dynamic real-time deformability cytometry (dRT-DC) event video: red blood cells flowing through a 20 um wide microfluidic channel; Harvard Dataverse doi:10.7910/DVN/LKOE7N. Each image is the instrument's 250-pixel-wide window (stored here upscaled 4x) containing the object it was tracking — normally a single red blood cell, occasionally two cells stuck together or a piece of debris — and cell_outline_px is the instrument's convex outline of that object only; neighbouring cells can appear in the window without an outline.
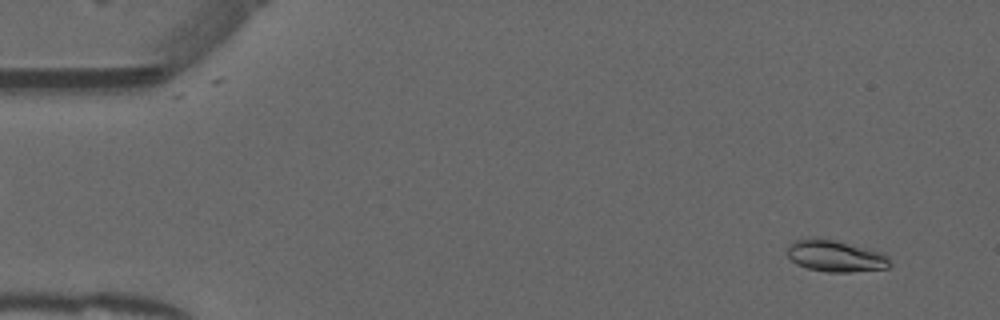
{"species": "common noctule bat (a hibernating species)", "species_latin": "Nyctalus noctula", "temperature_condition": "warm", "stored_images_in_passage": 51, "camera_frame_rate_fps": 3000, "um_per_image_px": 0.085, "animal": {"sex": "male", "forearm_length_mm": 52.5}, "frame": {"image": 1, "passage_image": 3, "time_ms": 0.667, "image_size_px": [1000, 320], "cell_outline_px": [[892, 264], [888, 268], [852, 272], [828, 272], [808, 268], [796, 264], [788, 256], [788, 244], [796, 240], [812, 236], [820, 236], [884, 252], [888, 256]], "centroid_in_image_um": [71.03, 21.73], "position_along_channel_um": 14.0, "area_um2": 19.36}}
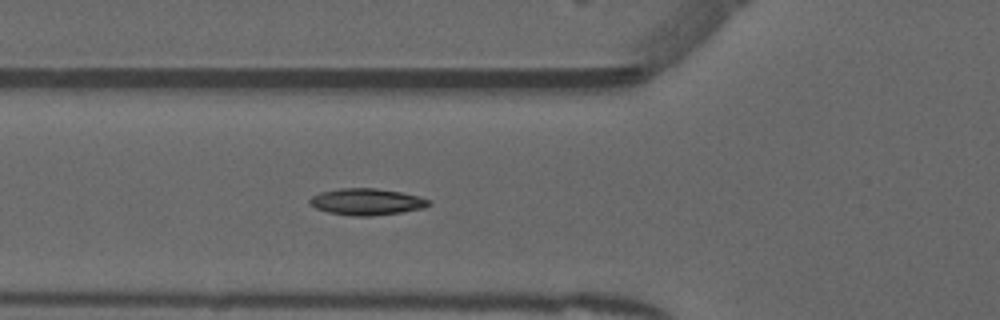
{"frame": {"image": 2, "passage_image": 18, "time_ms": 5.667, "image_size_px": [1000, 320], "cell_outline_px": [[432, 204], [424, 208], [400, 212], [372, 216], [352, 216], [328, 212], [316, 208], [308, 204], [308, 200], [312, 196], [320, 192], [340, 188], [376, 188], [400, 192], [420, 196], [432, 200]], "centroid_in_image_um": [31.18, 17.15], "position_along_channel_um": 94.6, "area_um2": 18.61}}
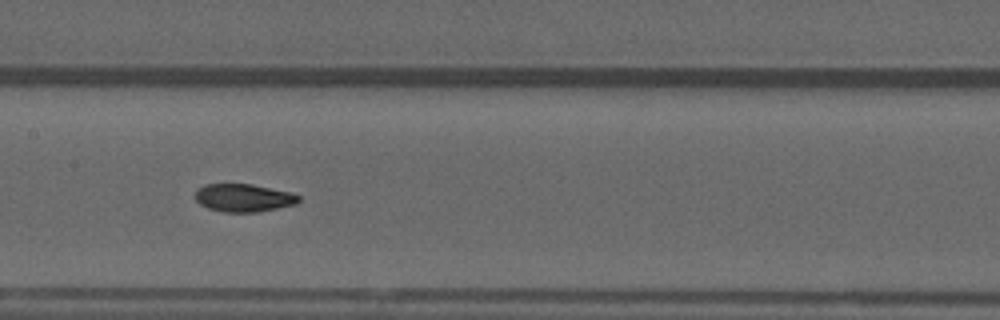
{"frame": {"image": 3, "passage_image": 25, "time_ms": 8.0, "image_size_px": [1000, 320], "cell_outline_px": [[300, 200], [296, 204], [256, 212], [224, 212], [208, 208], [200, 204], [196, 200], [196, 188], [204, 184], [252, 184], [292, 192], [300, 196]], "centroid_in_image_um": [20.71, 16.8], "position_along_channel_um": 186.7, "area_um2": 16.88}, "authors_computed_cell_mechanics": {"area_um2": 17.4556, "velocity_mm_per_s": 3.9254, "shape_relaxation_time_tau1_ms": 7.6555, "shape_relaxation_time_tau2_ms": 1.6802, "deformation_change_tau1": 0.2156, "deformation_change_tau2": 0.0603}}